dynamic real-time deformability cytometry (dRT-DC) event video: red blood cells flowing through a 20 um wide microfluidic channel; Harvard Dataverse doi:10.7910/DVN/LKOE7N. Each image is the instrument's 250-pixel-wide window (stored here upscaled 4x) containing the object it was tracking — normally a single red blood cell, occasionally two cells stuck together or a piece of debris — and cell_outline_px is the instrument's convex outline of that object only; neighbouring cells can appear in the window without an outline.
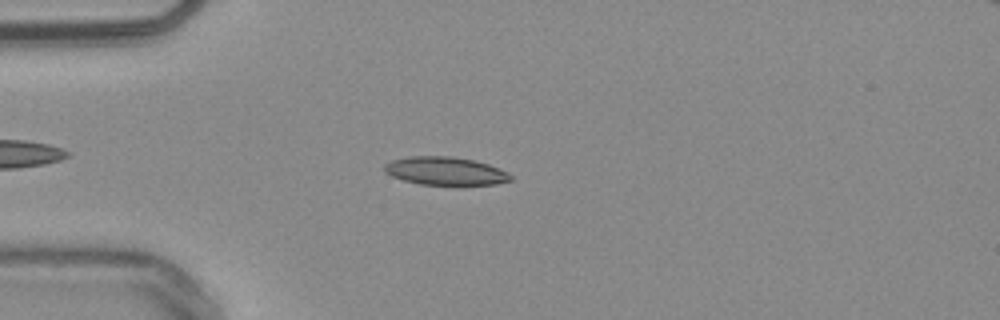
{"species": "common noctule bat (a hibernating species)", "species_latin": "Nyctalus noctula", "temperature_condition": "warm", "stored_images_in_passage": 44, "camera_frame_rate_fps": 3000, "um_per_image_px": 0.085, "animal": {"sex": "male", "body_mass_g": 20.4}, "frame": {"image": 1, "passage_image": 8, "time_ms": 2.333, "image_size_px": [1000, 320], "cell_outline_px": [[512, 180], [496, 184], [460, 188], [456, 188], [420, 184], [404, 180], [392, 176], [384, 172], [384, 164], [392, 160], [408, 156], [452, 156], [476, 160], [488, 164], [508, 172], [512, 176]], "centroid_in_image_um": [37.9, 14.58], "position_along_channel_um": 47.1, "area_um2": 21.79}}
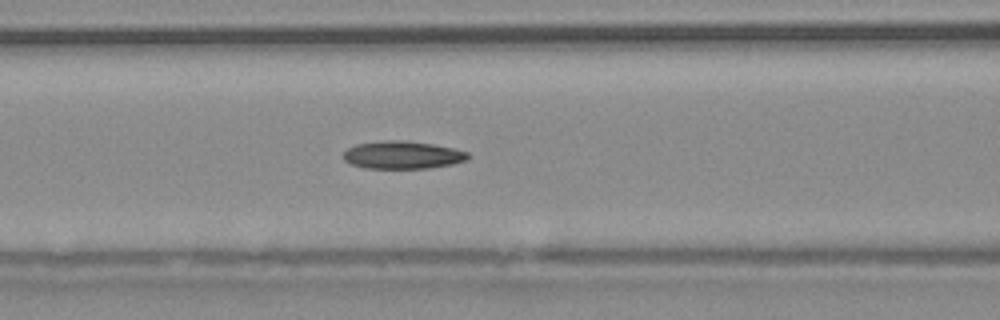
{"frame": {"image": 2, "passage_image": 16, "time_ms": 5.0, "image_size_px": [1000, 320], "cell_outline_px": [[472, 156], [468, 160], [452, 164], [428, 168], [364, 168], [352, 164], [344, 160], [344, 152], [348, 148], [356, 144], [384, 140], [404, 140], [432, 144], [452, 148], [468, 152]], "centroid_in_image_um": [34.24, 13.17], "position_along_channel_um": 132.4, "area_um2": 20.17}}
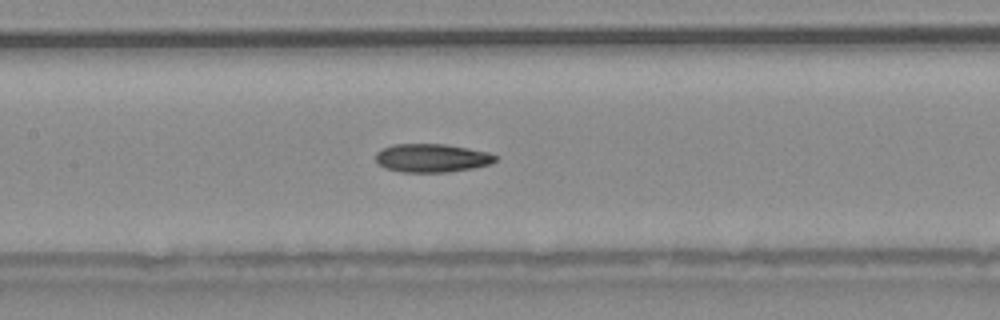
{"frame": {"image": 3, "passage_image": 19, "time_ms": 6.0, "image_size_px": [1000, 320], "cell_outline_px": [[500, 156], [492, 164], [472, 168], [448, 172], [400, 172], [384, 168], [376, 160], [376, 152], [380, 148], [392, 144], [444, 144], [468, 148], [488, 152]], "centroid_in_image_um": [36.71, 13.43], "position_along_channel_um": 170.7, "area_um2": 20.06}, "authors_computed_cell_mechanics": {"area_um2": 20.0566, "velocity_mm_per_s": 3.8213, "shape_relaxation_time_tau1_ms": null, "shape_relaxation_time_tau2_ms": 5.7431, "deformation_change_tau1": null, "deformation_change_tau2": 0.1435}}